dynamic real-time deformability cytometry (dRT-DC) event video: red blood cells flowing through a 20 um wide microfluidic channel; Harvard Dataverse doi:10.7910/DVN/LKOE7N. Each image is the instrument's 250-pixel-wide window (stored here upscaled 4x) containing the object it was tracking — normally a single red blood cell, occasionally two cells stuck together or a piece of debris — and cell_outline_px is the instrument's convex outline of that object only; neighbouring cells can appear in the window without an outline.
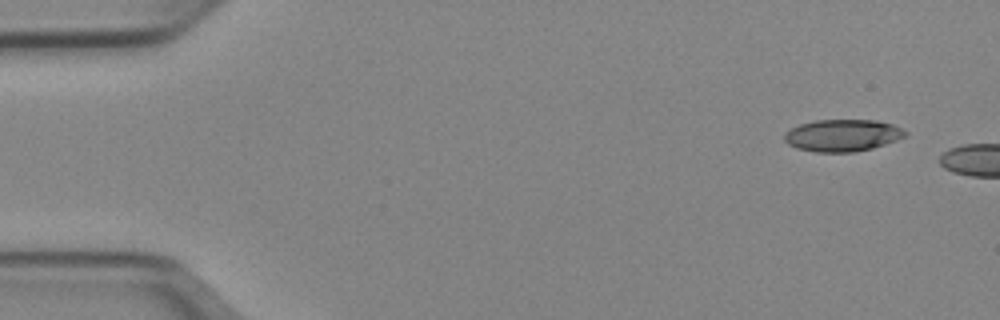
{"species": "Egyptian fruit bat (a non-hibernating species)", "species_latin": "Rousettus aegyptiacus", "temperature_condition": "cold", "stored_images_in_passage": 5, "camera_frame_rate_fps": 3000, "um_per_image_px": 0.085, "animal": {"sex": "female"}, "frame": {"image": 1, "passage_image": 1, "time_ms": 0.0, "image_size_px": [1000, 320], "cell_outline_px": [[908, 136], [872, 148], [856, 152], [816, 152], [796, 148], [788, 144], [784, 140], [784, 132], [800, 124], [816, 120], [876, 120], [892, 124], [908, 132]], "centroid_in_image_um": [71.61, 11.51], "position_along_channel_um": 13.4, "area_um2": 22.6}}